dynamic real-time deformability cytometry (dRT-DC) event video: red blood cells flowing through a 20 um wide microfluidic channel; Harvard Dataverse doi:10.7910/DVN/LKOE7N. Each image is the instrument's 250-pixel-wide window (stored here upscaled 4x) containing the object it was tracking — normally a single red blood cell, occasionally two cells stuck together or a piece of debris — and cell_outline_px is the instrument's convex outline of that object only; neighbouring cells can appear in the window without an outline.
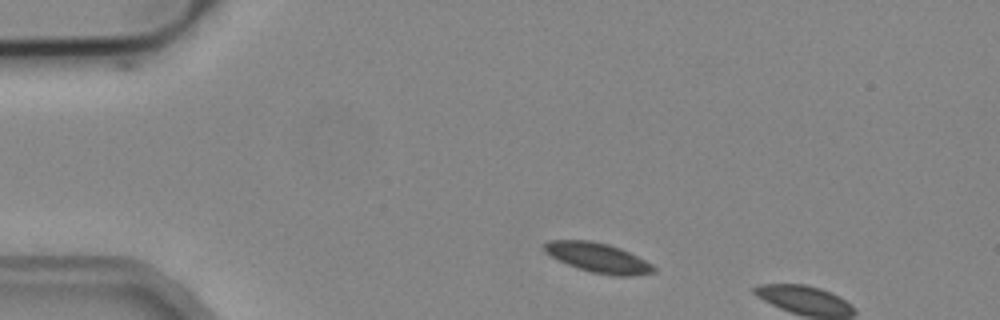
{"species": "common noctule bat (a hibernating species)", "species_latin": "Nyctalus noctula", "temperature_condition": "cold", "stored_images_in_passage": 2, "camera_frame_rate_fps": 3000, "um_per_image_px": 0.085, "animal": {"sex": "male", "body_mass_g": 19.2, "forearm_length_mm": 51.8}, "frame": {"image": 1, "passage_image": 1, "time_ms": 0.0, "image_size_px": [1000, 320], "cell_outline_px": [[656, 272], [632, 276], [616, 276], [592, 272], [568, 264], [544, 252], [544, 244], [548, 240], [588, 240], [608, 244], [620, 248], [652, 264], [656, 268]], "centroid_in_image_um": [50.85, 21.9], "position_along_channel_um": 34.2, "area_um2": 18.61}}